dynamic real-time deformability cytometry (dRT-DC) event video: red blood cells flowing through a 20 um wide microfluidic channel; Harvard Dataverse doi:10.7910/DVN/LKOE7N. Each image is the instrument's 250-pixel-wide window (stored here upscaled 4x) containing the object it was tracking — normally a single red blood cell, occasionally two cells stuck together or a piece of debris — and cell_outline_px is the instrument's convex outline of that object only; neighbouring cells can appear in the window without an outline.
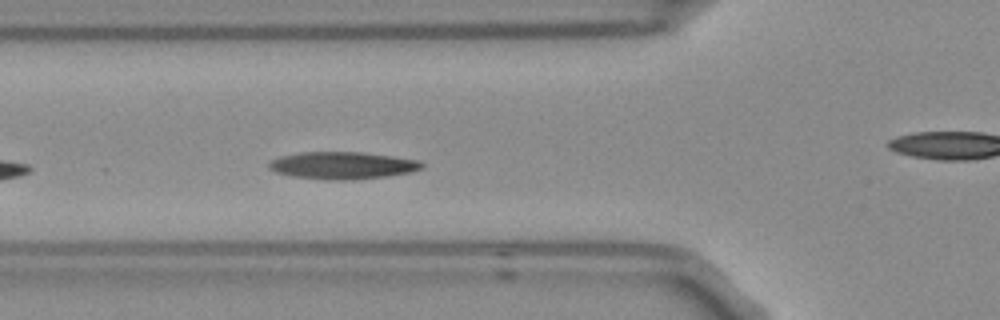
{"species": "Egyptian fruit bat (a non-hibernating species)", "species_latin": "Rousettus aegyptiacus", "temperature_condition": "room temperature", "stored_images_in_passage": 6, "camera_frame_rate_fps": 3000, "um_per_image_px": 0.085, "frame": {"image": 1, "passage_image": 5, "time_ms": 1.333, "image_size_px": [1000, 320], "cell_outline_px": [[424, 168], [412, 172], [388, 176], [352, 180], [324, 180], [292, 176], [276, 172], [268, 168], [268, 164], [272, 160], [280, 156], [300, 152], [360, 152], [392, 156], [420, 160], [424, 164]], "centroid_in_image_um": [29.14, 14.07], "position_along_channel_um": 96.7, "area_um2": 24.51}}